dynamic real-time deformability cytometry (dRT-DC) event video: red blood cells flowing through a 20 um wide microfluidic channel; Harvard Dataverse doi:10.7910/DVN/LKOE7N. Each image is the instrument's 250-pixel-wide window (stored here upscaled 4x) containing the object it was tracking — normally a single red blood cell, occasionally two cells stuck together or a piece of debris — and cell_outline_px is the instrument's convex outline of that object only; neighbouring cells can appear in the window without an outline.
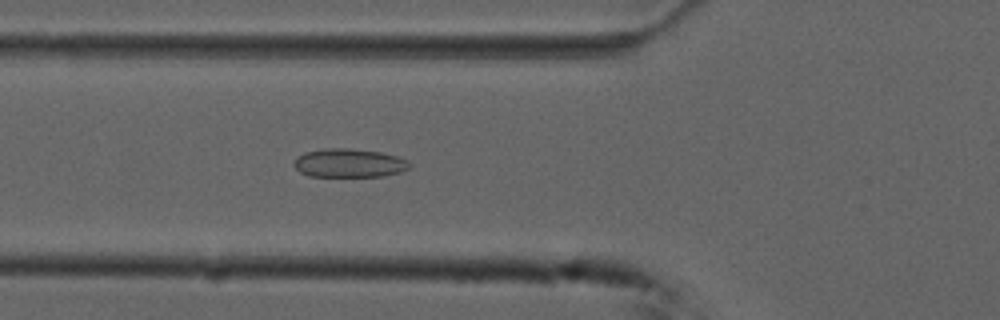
{"species": "common noctule bat (a hibernating species)", "species_latin": "Nyctalus noctula", "temperature_condition": "cold", "stored_images_in_passage": 51, "camera_frame_rate_fps": 3000, "um_per_image_px": 0.085, "animal": {"sex": "male", "forearm_length_mm": 52.5}, "frame": {"image": 1, "passage_image": 19, "time_ms": 6.0, "image_size_px": [1000, 320], "cell_outline_px": [[412, 164], [408, 168], [400, 172], [384, 176], [308, 176], [300, 172], [292, 164], [304, 152], [324, 148], [348, 148], [380, 152], [400, 156], [408, 160]], "centroid_in_image_um": [29.71, 13.85], "position_along_channel_um": 96.1, "area_um2": 19.36}}
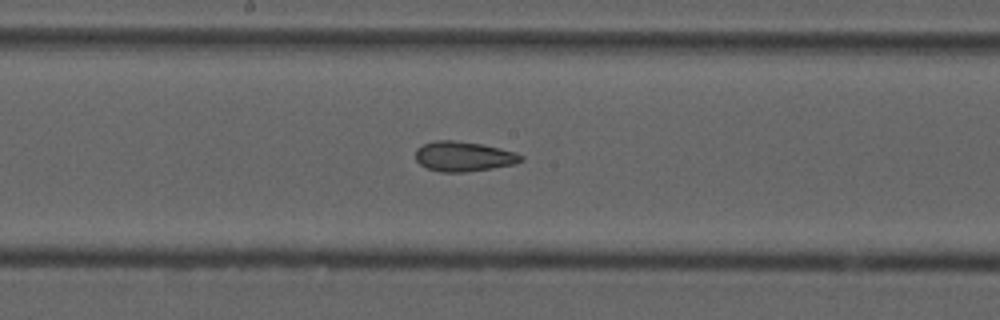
{"frame": {"image": 2, "passage_image": 28, "time_ms": 9.0, "image_size_px": [1000, 320], "cell_outline_px": [[524, 160], [516, 164], [492, 168], [464, 172], [440, 172], [428, 168], [420, 164], [416, 160], [416, 148], [424, 144], [436, 140], [456, 140], [480, 144], [500, 148], [516, 152], [524, 156]], "centroid_in_image_um": [39.43, 13.29], "position_along_channel_um": 208.8, "area_um2": 18.44}}
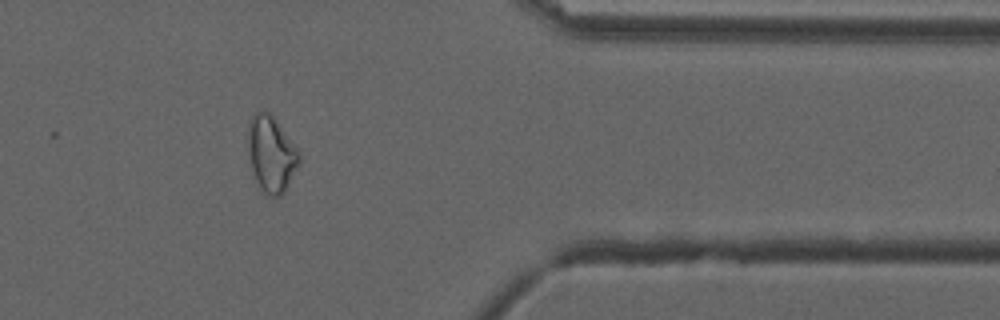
{"frame": {"image": 3, "passage_image": 44, "time_ms": 14.333, "image_size_px": [1000, 320], "cell_outline_px": [[300, 164], [284, 192], [280, 196], [264, 196], [256, 180], [252, 168], [248, 148], [248, 124], [252, 116], [256, 112], [264, 108], [272, 112], [300, 152]], "centroid_in_image_um": [23.07, 13.05], "position_along_channel_um": 388.3, "area_um2": 23.12}, "authors_computed_cell_mechanics": {"area_um2": 20.7502, "velocity_mm_per_s": 3.7424, "shape_relaxation_time_tau1_ms": null, "shape_relaxation_time_tau2_ms": 3.4518, "deformation_change_tau1": null, "deformation_change_tau2": 0.0905}}